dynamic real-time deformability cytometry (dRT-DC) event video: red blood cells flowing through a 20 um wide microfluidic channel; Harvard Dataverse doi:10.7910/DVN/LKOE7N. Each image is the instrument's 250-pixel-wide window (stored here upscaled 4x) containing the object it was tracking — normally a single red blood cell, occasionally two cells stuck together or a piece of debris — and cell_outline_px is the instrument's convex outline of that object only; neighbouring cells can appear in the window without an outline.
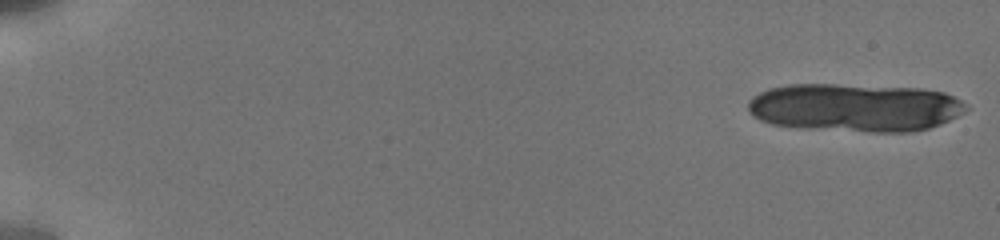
{"species": "human", "species_latin": "Homo sapiens", "temperature_condition": "cold", "stored_images_in_passage": 18, "camera_frame_rate_fps": 3000, "um_per_image_px": 0.085, "donor": {"sex": "male"}, "frame": {"image": 1, "passage_image": 1, "time_ms": 0.0, "image_size_px": [1000, 240], "cell_outline_px": [[968, 108], [964, 112], [940, 124], [928, 128], [912, 132], [872, 132], [800, 128], [772, 124], [760, 120], [752, 116], [748, 112], [748, 100], [752, 96], [768, 88], [788, 84], [836, 84], [920, 88], [944, 92], [960, 100]], "centroid_in_image_um": [72.62, 9.14], "position_along_channel_um": 12.4, "area_um2": 61.61}}